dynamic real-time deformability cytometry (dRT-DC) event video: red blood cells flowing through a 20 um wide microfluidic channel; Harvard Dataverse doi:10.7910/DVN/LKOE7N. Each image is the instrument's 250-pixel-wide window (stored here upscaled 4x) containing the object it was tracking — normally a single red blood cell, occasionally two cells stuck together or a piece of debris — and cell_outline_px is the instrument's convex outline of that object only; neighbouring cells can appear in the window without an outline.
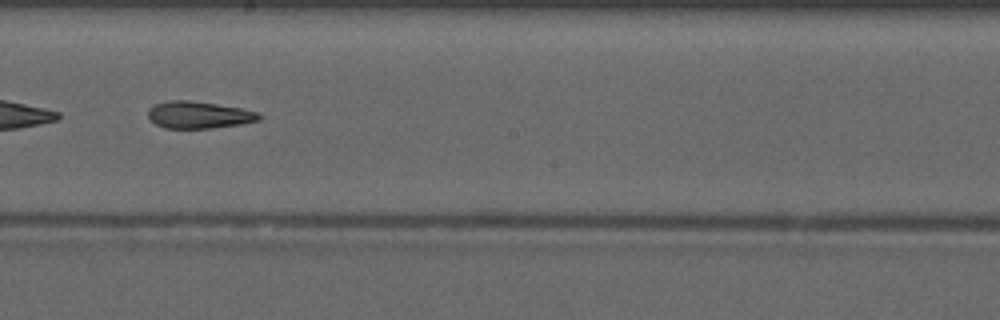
{"species": "common noctule bat (a hibernating species)", "species_latin": "Nyctalus noctula", "temperature_condition": "warm", "stored_images_in_passage": 48, "camera_frame_rate_fps": 3000, "um_per_image_px": 0.085, "animal": {"sex": "male", "forearm_length_mm": 52.5}, "frame": {"image": 1, "passage_image": 28, "time_ms": 9.0, "image_size_px": [1000, 320], "cell_outline_px": [[264, 116], [260, 120], [240, 124], [212, 128], [164, 128], [148, 120], [148, 108], [156, 104], [168, 100], [188, 100], [216, 104], [240, 108], [260, 112]], "centroid_in_image_um": [16.9, 9.77], "position_along_channel_um": 231.3, "area_um2": 17.63}, "authors_computed_cell_mechanics": {"area_um2": 18.207, "velocity_mm_per_s": 4.175, "shape_relaxation_time_tau1_ms": null, "shape_relaxation_time_tau2_ms": 6.0494, "deformation_change_tau1": null, "deformation_change_tau2": 0.1892}}